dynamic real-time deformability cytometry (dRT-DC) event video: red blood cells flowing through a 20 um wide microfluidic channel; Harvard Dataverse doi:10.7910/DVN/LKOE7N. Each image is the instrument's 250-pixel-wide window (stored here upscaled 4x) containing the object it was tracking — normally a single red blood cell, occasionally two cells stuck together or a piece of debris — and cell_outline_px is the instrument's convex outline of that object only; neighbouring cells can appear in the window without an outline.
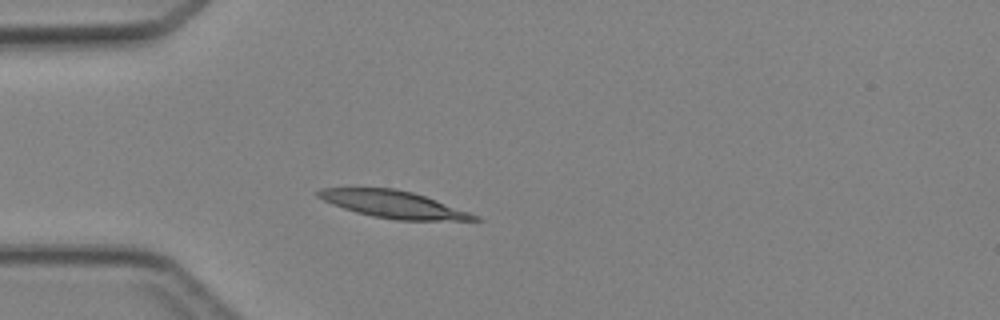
{"species": "Egyptian fruit bat (a non-hibernating species)", "species_latin": "Rousettus aegyptiacus", "temperature_condition": "cold", "stored_images_in_passage": 3, "camera_frame_rate_fps": 3000, "um_per_image_px": 0.085, "animal": {"sex": "female"}, "frame": {"image": 1, "passage_image": 3, "time_ms": 2.667, "image_size_px": [1000, 320], "cell_outline_px": [[484, 220], [396, 220], [372, 216], [356, 212], [332, 204], [316, 196], [316, 192], [320, 188], [396, 188], [412, 192], [436, 200], [480, 216]], "centroid_in_image_um": [33.44, 17.37], "position_along_channel_um": 51.6, "area_um2": 24.51}}